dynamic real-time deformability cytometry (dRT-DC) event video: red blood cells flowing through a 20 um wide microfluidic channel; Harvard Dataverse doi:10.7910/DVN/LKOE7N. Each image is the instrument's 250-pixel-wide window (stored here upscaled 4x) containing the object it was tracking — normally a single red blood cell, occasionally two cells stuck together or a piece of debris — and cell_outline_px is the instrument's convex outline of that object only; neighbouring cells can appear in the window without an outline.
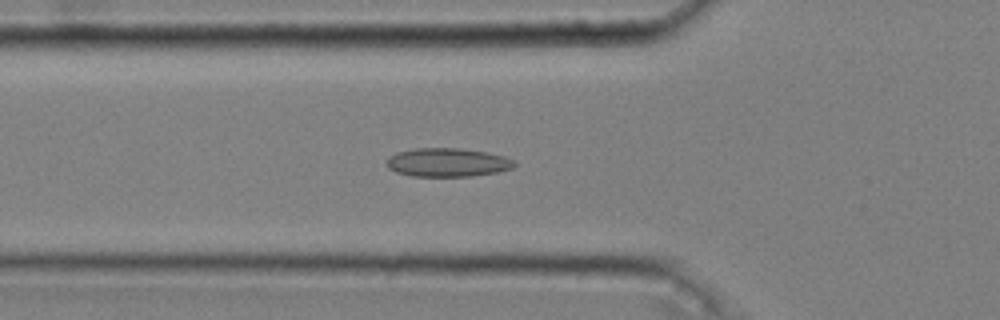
{"species": "common noctule bat (a hibernating species)", "species_latin": "Nyctalus noctula", "temperature_condition": "cold", "stored_images_in_passage": 53, "camera_frame_rate_fps": 3000, "um_per_image_px": 0.085, "animal": {"sex": "male", "body_mass_g": 20.4}, "frame": {"image": 1, "passage_image": 19, "time_ms": 6.0, "image_size_px": [1000, 320], "cell_outline_px": [[516, 164], [512, 168], [496, 172], [472, 176], [412, 176], [396, 172], [388, 168], [388, 156], [396, 152], [416, 148], [460, 148], [488, 152], [504, 156], [512, 160]], "centroid_in_image_um": [38.03, 13.8], "position_along_channel_um": 87.8, "area_um2": 21.27}}
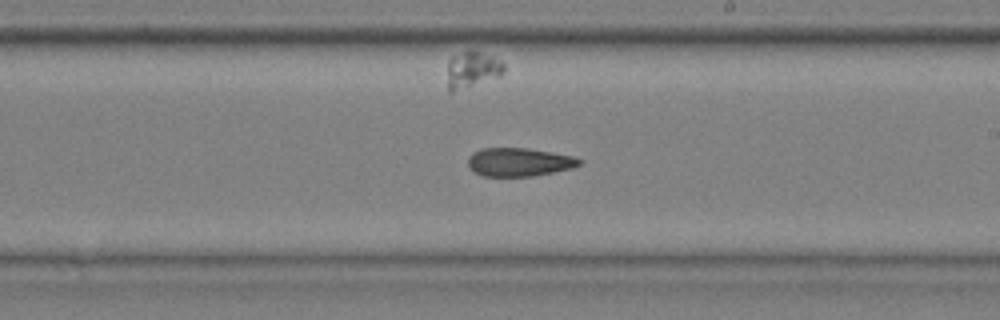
{"frame": {"image": 2, "passage_image": 32, "time_ms": 10.333, "image_size_px": [1000, 320], "cell_outline_px": [[580, 164], [572, 168], [532, 176], [484, 176], [476, 172], [468, 164], [468, 156], [472, 152], [484, 148], [528, 148], [572, 156], [580, 160]], "centroid_in_image_um": [44.09, 13.77], "position_along_channel_um": 244.9, "area_um2": 18.15}}
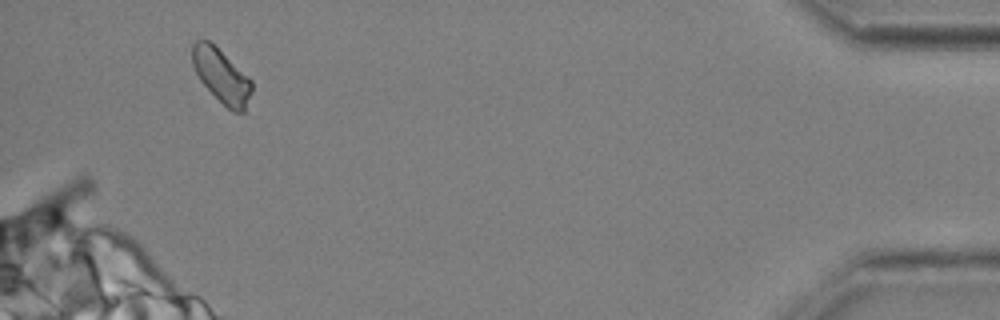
{"frame": {"image": 3, "passage_image": 51, "time_ms": 16.667, "image_size_px": [1000, 320], "cell_outline_px": [[252, 92], [244, 112], [232, 112], [200, 80], [192, 64], [192, 44], [196, 40], [208, 40], [248, 76], [252, 80]], "centroid_in_image_um": [18.83, 6.45], "position_along_channel_um": 416.4, "area_um2": 18.26}}